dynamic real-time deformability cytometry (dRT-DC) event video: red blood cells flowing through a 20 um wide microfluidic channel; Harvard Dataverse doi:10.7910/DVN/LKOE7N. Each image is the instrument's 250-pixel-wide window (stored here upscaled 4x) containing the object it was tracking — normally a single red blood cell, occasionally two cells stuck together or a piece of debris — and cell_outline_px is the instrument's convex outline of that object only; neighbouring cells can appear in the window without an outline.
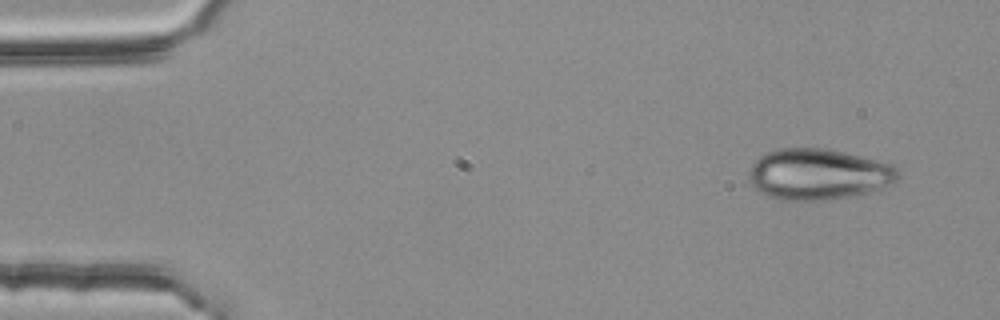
{"species": "common noctule bat (a hibernating species)", "species_latin": "Nyctalus noctula", "temperature_condition": "room temperature", "stored_images_in_passage": 4, "camera_frame_rate_fps": 3000, "um_per_image_px": 0.085, "animal": {"sex": "female", "body_mass_g": 25.1}, "frame": {"image": 1, "passage_image": 1, "time_ms": 0.0, "image_size_px": [1000, 320], "cell_outline_px": [[900, 176], [892, 184], [856, 196], [824, 200], [784, 200], [768, 196], [760, 192], [748, 180], [748, 172], [752, 164], [760, 156], [776, 148], [820, 148], [844, 152], [892, 164], [900, 172]], "centroid_in_image_um": [69.55, 14.81], "position_along_channel_um": 15.4, "area_um2": 44.39}}